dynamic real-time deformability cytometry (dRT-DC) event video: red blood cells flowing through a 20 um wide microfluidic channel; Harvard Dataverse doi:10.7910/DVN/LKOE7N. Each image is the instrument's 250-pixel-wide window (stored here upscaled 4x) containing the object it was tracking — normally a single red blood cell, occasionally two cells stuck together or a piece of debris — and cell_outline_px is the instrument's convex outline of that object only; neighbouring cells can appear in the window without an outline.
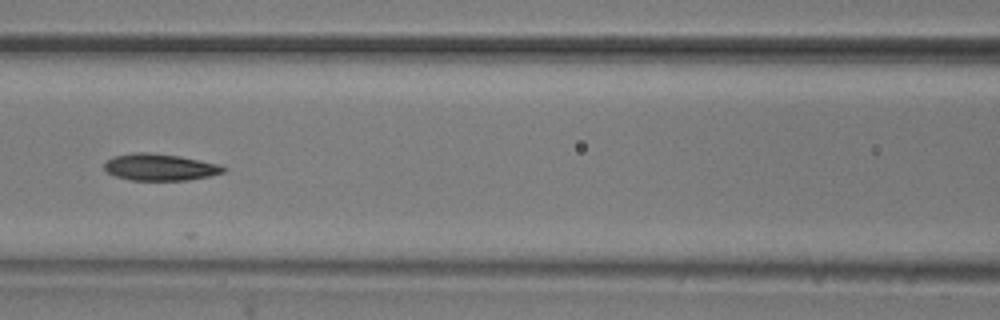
{"species": "common noctule bat (a hibernating species)", "species_latin": "Nyctalus noctula", "temperature_condition": "room temperature", "stored_images_in_passage": 7, "camera_frame_rate_fps": 3000, "um_per_image_px": 0.085, "animal": {"sex": "male", "body_mass_g": 20.5, "forearm_length_mm": 52.5}, "frame": {"image": 1, "passage_image": 6, "time_ms": 1.667, "image_size_px": [1000, 320], "cell_outline_px": [[228, 168], [224, 172], [208, 176], [188, 180], [132, 180], [116, 176], [108, 172], [104, 168], [104, 164], [112, 156], [132, 152], [148, 152], [180, 156], [220, 164]], "centroid_in_image_um": [13.61, 14.2], "position_along_channel_um": 153.0, "area_um2": 18.61}}